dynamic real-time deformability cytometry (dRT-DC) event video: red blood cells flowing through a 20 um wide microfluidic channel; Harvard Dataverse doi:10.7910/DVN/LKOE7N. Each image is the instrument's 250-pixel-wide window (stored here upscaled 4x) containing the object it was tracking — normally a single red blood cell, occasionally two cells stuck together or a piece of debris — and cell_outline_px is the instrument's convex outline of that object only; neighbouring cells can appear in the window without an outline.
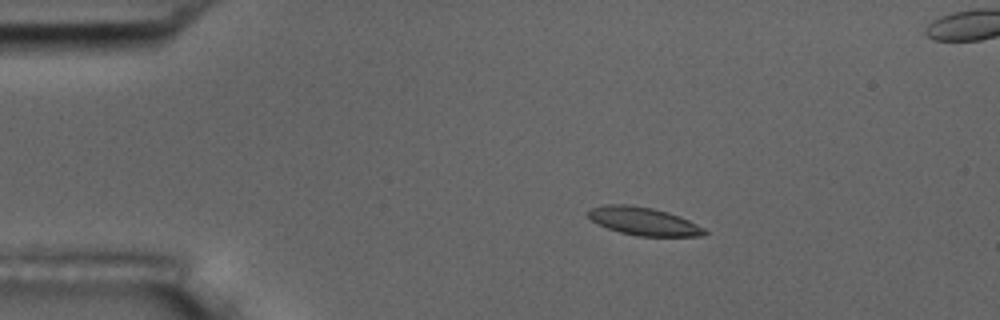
{"species": "common noctule bat (a hibernating species)", "species_latin": "Nyctalus noctula", "temperature_condition": "room temperature", "stored_images_in_passage": 6, "camera_frame_rate_fps": 3000, "um_per_image_px": 0.085, "animal": {"sex": "male", "body_mass_g": 17.5, "forearm_length_mm": 52.3}, "frame": {"image": 1, "passage_image": 3, "time_ms": 3.0, "image_size_px": [1000, 320], "cell_outline_px": [[708, 232], [704, 236], [636, 236], [620, 232], [608, 228], [592, 220], [584, 212], [592, 208], [604, 204], [628, 204], [652, 208], [668, 212], [680, 216], [704, 228]], "centroid_in_image_um": [54.7, 18.8], "position_along_channel_um": 30.3, "area_um2": 19.02}}